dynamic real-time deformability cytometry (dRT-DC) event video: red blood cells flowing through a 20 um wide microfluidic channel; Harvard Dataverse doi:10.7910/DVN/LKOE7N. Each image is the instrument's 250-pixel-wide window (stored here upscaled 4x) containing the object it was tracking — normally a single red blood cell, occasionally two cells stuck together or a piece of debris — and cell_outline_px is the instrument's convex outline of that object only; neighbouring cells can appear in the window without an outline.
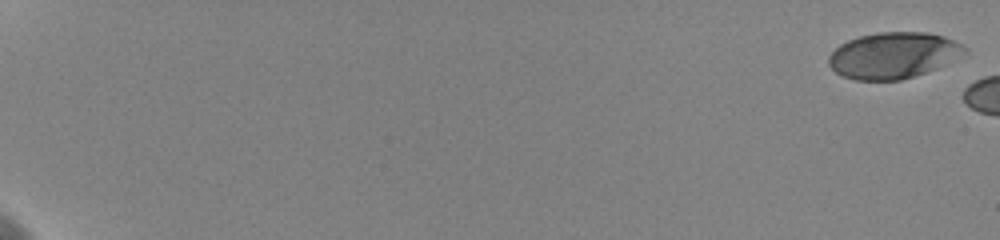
{"species": "human", "species_latin": "Homo sapiens", "temperature_condition": "cold", "stored_images_in_passage": 13, "camera_frame_rate_fps": 3000, "um_per_image_px": 0.085, "donor": {"sex": "female"}, "frame": {"image": 1, "passage_image": 1, "time_ms": 0.0, "image_size_px": [1000, 240], "cell_outline_px": [[968, 52], [936, 68], [900, 80], [856, 80], [844, 76], [836, 72], [828, 64], [828, 56], [840, 44], [848, 40], [860, 36], [876, 32], [928, 32], [944, 36], [968, 48]], "centroid_in_image_um": [75.92, 4.69], "position_along_channel_um": 9.1, "area_um2": 36.3}}